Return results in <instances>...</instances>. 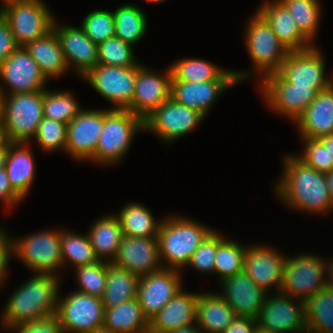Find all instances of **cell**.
Returning a JSON list of instances; mask_svg holds the SVG:
<instances>
[{
    "instance_id": "1",
    "label": "cell",
    "mask_w": 333,
    "mask_h": 333,
    "mask_svg": "<svg viewBox=\"0 0 333 333\" xmlns=\"http://www.w3.org/2000/svg\"><path fill=\"white\" fill-rule=\"evenodd\" d=\"M285 169L276 186L278 195L291 208L325 213L333 209L325 173L306 165L298 156H285Z\"/></svg>"
},
{
    "instance_id": "2",
    "label": "cell",
    "mask_w": 333,
    "mask_h": 333,
    "mask_svg": "<svg viewBox=\"0 0 333 333\" xmlns=\"http://www.w3.org/2000/svg\"><path fill=\"white\" fill-rule=\"evenodd\" d=\"M36 274L15 290L8 300L2 319L6 328L56 315L59 298L57 276Z\"/></svg>"
},
{
    "instance_id": "3",
    "label": "cell",
    "mask_w": 333,
    "mask_h": 333,
    "mask_svg": "<svg viewBox=\"0 0 333 333\" xmlns=\"http://www.w3.org/2000/svg\"><path fill=\"white\" fill-rule=\"evenodd\" d=\"M211 232L187 218H167L161 222L157 235L160 258L168 262V268L179 270L187 266L194 251Z\"/></svg>"
},
{
    "instance_id": "4",
    "label": "cell",
    "mask_w": 333,
    "mask_h": 333,
    "mask_svg": "<svg viewBox=\"0 0 333 333\" xmlns=\"http://www.w3.org/2000/svg\"><path fill=\"white\" fill-rule=\"evenodd\" d=\"M144 130V120L128 109L104 110V124L94 157L97 162L114 163L123 158L135 132Z\"/></svg>"
},
{
    "instance_id": "5",
    "label": "cell",
    "mask_w": 333,
    "mask_h": 333,
    "mask_svg": "<svg viewBox=\"0 0 333 333\" xmlns=\"http://www.w3.org/2000/svg\"><path fill=\"white\" fill-rule=\"evenodd\" d=\"M3 95L2 123L9 142L27 143L44 118L43 90Z\"/></svg>"
},
{
    "instance_id": "6",
    "label": "cell",
    "mask_w": 333,
    "mask_h": 333,
    "mask_svg": "<svg viewBox=\"0 0 333 333\" xmlns=\"http://www.w3.org/2000/svg\"><path fill=\"white\" fill-rule=\"evenodd\" d=\"M0 13L19 46H25L53 30L55 20L41 0L10 2L2 5Z\"/></svg>"
},
{
    "instance_id": "7",
    "label": "cell",
    "mask_w": 333,
    "mask_h": 333,
    "mask_svg": "<svg viewBox=\"0 0 333 333\" xmlns=\"http://www.w3.org/2000/svg\"><path fill=\"white\" fill-rule=\"evenodd\" d=\"M63 333H97L104 323V306L101 298L79 291L58 298L55 315Z\"/></svg>"
},
{
    "instance_id": "8",
    "label": "cell",
    "mask_w": 333,
    "mask_h": 333,
    "mask_svg": "<svg viewBox=\"0 0 333 333\" xmlns=\"http://www.w3.org/2000/svg\"><path fill=\"white\" fill-rule=\"evenodd\" d=\"M246 45L259 73H277L289 51L277 38L267 21L257 12L249 21ZM264 71V72H263Z\"/></svg>"
},
{
    "instance_id": "9",
    "label": "cell",
    "mask_w": 333,
    "mask_h": 333,
    "mask_svg": "<svg viewBox=\"0 0 333 333\" xmlns=\"http://www.w3.org/2000/svg\"><path fill=\"white\" fill-rule=\"evenodd\" d=\"M327 272V262L315 255H298L285 258L282 293L299 297L304 302L327 286L323 278Z\"/></svg>"
},
{
    "instance_id": "10",
    "label": "cell",
    "mask_w": 333,
    "mask_h": 333,
    "mask_svg": "<svg viewBox=\"0 0 333 333\" xmlns=\"http://www.w3.org/2000/svg\"><path fill=\"white\" fill-rule=\"evenodd\" d=\"M140 64L131 67L97 64L84 78L105 99L113 102V109H128L131 106L135 82Z\"/></svg>"
},
{
    "instance_id": "11",
    "label": "cell",
    "mask_w": 333,
    "mask_h": 333,
    "mask_svg": "<svg viewBox=\"0 0 333 333\" xmlns=\"http://www.w3.org/2000/svg\"><path fill=\"white\" fill-rule=\"evenodd\" d=\"M60 238L59 230L35 233L12 241V252L35 273L53 275L63 265Z\"/></svg>"
},
{
    "instance_id": "12",
    "label": "cell",
    "mask_w": 333,
    "mask_h": 333,
    "mask_svg": "<svg viewBox=\"0 0 333 333\" xmlns=\"http://www.w3.org/2000/svg\"><path fill=\"white\" fill-rule=\"evenodd\" d=\"M261 89L269 107L297 121L307 106L316 98L317 93L328 87H293L278 73L262 79ZM263 85V86H262Z\"/></svg>"
},
{
    "instance_id": "13",
    "label": "cell",
    "mask_w": 333,
    "mask_h": 333,
    "mask_svg": "<svg viewBox=\"0 0 333 333\" xmlns=\"http://www.w3.org/2000/svg\"><path fill=\"white\" fill-rule=\"evenodd\" d=\"M204 117L200 111L170 97L144 119V130L153 131L169 142L189 133Z\"/></svg>"
},
{
    "instance_id": "14",
    "label": "cell",
    "mask_w": 333,
    "mask_h": 333,
    "mask_svg": "<svg viewBox=\"0 0 333 333\" xmlns=\"http://www.w3.org/2000/svg\"><path fill=\"white\" fill-rule=\"evenodd\" d=\"M279 292L277 296L272 295L274 297L266 294L264 304L256 318L257 326L272 333H307L304 301L299 299L300 305H296L291 295Z\"/></svg>"
},
{
    "instance_id": "15",
    "label": "cell",
    "mask_w": 333,
    "mask_h": 333,
    "mask_svg": "<svg viewBox=\"0 0 333 333\" xmlns=\"http://www.w3.org/2000/svg\"><path fill=\"white\" fill-rule=\"evenodd\" d=\"M316 47L289 52L277 72L285 81L293 83V87H329L331 79L325 78L323 56Z\"/></svg>"
},
{
    "instance_id": "16",
    "label": "cell",
    "mask_w": 333,
    "mask_h": 333,
    "mask_svg": "<svg viewBox=\"0 0 333 333\" xmlns=\"http://www.w3.org/2000/svg\"><path fill=\"white\" fill-rule=\"evenodd\" d=\"M178 269L165 268L142 276L138 282L137 300L150 320L181 289Z\"/></svg>"
},
{
    "instance_id": "17",
    "label": "cell",
    "mask_w": 333,
    "mask_h": 333,
    "mask_svg": "<svg viewBox=\"0 0 333 333\" xmlns=\"http://www.w3.org/2000/svg\"><path fill=\"white\" fill-rule=\"evenodd\" d=\"M158 238L123 236L113 265L141 278L162 269ZM159 265V266H158Z\"/></svg>"
},
{
    "instance_id": "18",
    "label": "cell",
    "mask_w": 333,
    "mask_h": 333,
    "mask_svg": "<svg viewBox=\"0 0 333 333\" xmlns=\"http://www.w3.org/2000/svg\"><path fill=\"white\" fill-rule=\"evenodd\" d=\"M104 124V110H81L67 124V152L76 159H92Z\"/></svg>"
},
{
    "instance_id": "19",
    "label": "cell",
    "mask_w": 333,
    "mask_h": 333,
    "mask_svg": "<svg viewBox=\"0 0 333 333\" xmlns=\"http://www.w3.org/2000/svg\"><path fill=\"white\" fill-rule=\"evenodd\" d=\"M0 78L9 84L10 94L41 91L47 82L24 46H19L0 65Z\"/></svg>"
},
{
    "instance_id": "20",
    "label": "cell",
    "mask_w": 333,
    "mask_h": 333,
    "mask_svg": "<svg viewBox=\"0 0 333 333\" xmlns=\"http://www.w3.org/2000/svg\"><path fill=\"white\" fill-rule=\"evenodd\" d=\"M142 66L136 76L135 90L131 106L128 108L133 114L143 120L156 108L170 98L171 70L160 76L148 71Z\"/></svg>"
},
{
    "instance_id": "21",
    "label": "cell",
    "mask_w": 333,
    "mask_h": 333,
    "mask_svg": "<svg viewBox=\"0 0 333 333\" xmlns=\"http://www.w3.org/2000/svg\"><path fill=\"white\" fill-rule=\"evenodd\" d=\"M221 297L232 308L236 316L256 319L265 301V292L244 272L222 280ZM225 292V293H224Z\"/></svg>"
},
{
    "instance_id": "22",
    "label": "cell",
    "mask_w": 333,
    "mask_h": 333,
    "mask_svg": "<svg viewBox=\"0 0 333 333\" xmlns=\"http://www.w3.org/2000/svg\"><path fill=\"white\" fill-rule=\"evenodd\" d=\"M57 24L54 21L53 30L60 41L67 66L73 63L77 72L84 76L98 64V45L85 34L82 27Z\"/></svg>"
},
{
    "instance_id": "23",
    "label": "cell",
    "mask_w": 333,
    "mask_h": 333,
    "mask_svg": "<svg viewBox=\"0 0 333 333\" xmlns=\"http://www.w3.org/2000/svg\"><path fill=\"white\" fill-rule=\"evenodd\" d=\"M270 247L256 246L246 250L243 271L265 292L277 285L281 290L285 258Z\"/></svg>"
},
{
    "instance_id": "24",
    "label": "cell",
    "mask_w": 333,
    "mask_h": 333,
    "mask_svg": "<svg viewBox=\"0 0 333 333\" xmlns=\"http://www.w3.org/2000/svg\"><path fill=\"white\" fill-rule=\"evenodd\" d=\"M181 290L149 320V333H167L196 322L197 294Z\"/></svg>"
},
{
    "instance_id": "25",
    "label": "cell",
    "mask_w": 333,
    "mask_h": 333,
    "mask_svg": "<svg viewBox=\"0 0 333 333\" xmlns=\"http://www.w3.org/2000/svg\"><path fill=\"white\" fill-rule=\"evenodd\" d=\"M258 13L267 21L289 52L305 50L313 46L312 42L299 30L292 15L279 0L270 4L264 2Z\"/></svg>"
},
{
    "instance_id": "26",
    "label": "cell",
    "mask_w": 333,
    "mask_h": 333,
    "mask_svg": "<svg viewBox=\"0 0 333 333\" xmlns=\"http://www.w3.org/2000/svg\"><path fill=\"white\" fill-rule=\"evenodd\" d=\"M296 122L302 138L320 139L333 134V84L317 93Z\"/></svg>"
},
{
    "instance_id": "27",
    "label": "cell",
    "mask_w": 333,
    "mask_h": 333,
    "mask_svg": "<svg viewBox=\"0 0 333 333\" xmlns=\"http://www.w3.org/2000/svg\"><path fill=\"white\" fill-rule=\"evenodd\" d=\"M236 83L237 81H202L194 83L171 81L170 97L174 101L206 115L218 95Z\"/></svg>"
},
{
    "instance_id": "28",
    "label": "cell",
    "mask_w": 333,
    "mask_h": 333,
    "mask_svg": "<svg viewBox=\"0 0 333 333\" xmlns=\"http://www.w3.org/2000/svg\"><path fill=\"white\" fill-rule=\"evenodd\" d=\"M235 317L220 294H197L196 324L203 333H224Z\"/></svg>"
},
{
    "instance_id": "29",
    "label": "cell",
    "mask_w": 333,
    "mask_h": 333,
    "mask_svg": "<svg viewBox=\"0 0 333 333\" xmlns=\"http://www.w3.org/2000/svg\"><path fill=\"white\" fill-rule=\"evenodd\" d=\"M103 330L114 333H149V320L137 298L104 309Z\"/></svg>"
},
{
    "instance_id": "30",
    "label": "cell",
    "mask_w": 333,
    "mask_h": 333,
    "mask_svg": "<svg viewBox=\"0 0 333 333\" xmlns=\"http://www.w3.org/2000/svg\"><path fill=\"white\" fill-rule=\"evenodd\" d=\"M24 47L37 62L46 79L51 76L57 77L67 71L68 66L62 47L54 30H51L44 37L27 43Z\"/></svg>"
},
{
    "instance_id": "31",
    "label": "cell",
    "mask_w": 333,
    "mask_h": 333,
    "mask_svg": "<svg viewBox=\"0 0 333 333\" xmlns=\"http://www.w3.org/2000/svg\"><path fill=\"white\" fill-rule=\"evenodd\" d=\"M171 81H241L246 72L227 71L201 59H183L170 66Z\"/></svg>"
},
{
    "instance_id": "32",
    "label": "cell",
    "mask_w": 333,
    "mask_h": 333,
    "mask_svg": "<svg viewBox=\"0 0 333 333\" xmlns=\"http://www.w3.org/2000/svg\"><path fill=\"white\" fill-rule=\"evenodd\" d=\"M24 144L26 145L27 143H9L5 164L10 185L22 199L32 185L36 169L34 168V160L29 147L23 146Z\"/></svg>"
},
{
    "instance_id": "33",
    "label": "cell",
    "mask_w": 333,
    "mask_h": 333,
    "mask_svg": "<svg viewBox=\"0 0 333 333\" xmlns=\"http://www.w3.org/2000/svg\"><path fill=\"white\" fill-rule=\"evenodd\" d=\"M139 277L108 262L106 286L101 298L104 309L137 297Z\"/></svg>"
},
{
    "instance_id": "34",
    "label": "cell",
    "mask_w": 333,
    "mask_h": 333,
    "mask_svg": "<svg viewBox=\"0 0 333 333\" xmlns=\"http://www.w3.org/2000/svg\"><path fill=\"white\" fill-rule=\"evenodd\" d=\"M87 235L96 257L102 260L101 258H105L108 255V258H111L109 262H112L115 258L124 236L120 221L116 215L99 219L94 223Z\"/></svg>"
},
{
    "instance_id": "35",
    "label": "cell",
    "mask_w": 333,
    "mask_h": 333,
    "mask_svg": "<svg viewBox=\"0 0 333 333\" xmlns=\"http://www.w3.org/2000/svg\"><path fill=\"white\" fill-rule=\"evenodd\" d=\"M304 303L307 333H333V288L326 286Z\"/></svg>"
},
{
    "instance_id": "36",
    "label": "cell",
    "mask_w": 333,
    "mask_h": 333,
    "mask_svg": "<svg viewBox=\"0 0 333 333\" xmlns=\"http://www.w3.org/2000/svg\"><path fill=\"white\" fill-rule=\"evenodd\" d=\"M117 217L124 236L153 238L158 235L161 222L155 221L148 208L141 204L125 205Z\"/></svg>"
},
{
    "instance_id": "37",
    "label": "cell",
    "mask_w": 333,
    "mask_h": 333,
    "mask_svg": "<svg viewBox=\"0 0 333 333\" xmlns=\"http://www.w3.org/2000/svg\"><path fill=\"white\" fill-rule=\"evenodd\" d=\"M115 37L132 46L144 36L147 22L144 12L134 5H123L113 12Z\"/></svg>"
},
{
    "instance_id": "38",
    "label": "cell",
    "mask_w": 333,
    "mask_h": 333,
    "mask_svg": "<svg viewBox=\"0 0 333 333\" xmlns=\"http://www.w3.org/2000/svg\"><path fill=\"white\" fill-rule=\"evenodd\" d=\"M61 253L64 261L72 262L75 267L91 265L99 261L88 235H78L61 231Z\"/></svg>"
},
{
    "instance_id": "39",
    "label": "cell",
    "mask_w": 333,
    "mask_h": 333,
    "mask_svg": "<svg viewBox=\"0 0 333 333\" xmlns=\"http://www.w3.org/2000/svg\"><path fill=\"white\" fill-rule=\"evenodd\" d=\"M290 12L299 30L311 41L320 16L318 0H279Z\"/></svg>"
},
{
    "instance_id": "40",
    "label": "cell",
    "mask_w": 333,
    "mask_h": 333,
    "mask_svg": "<svg viewBox=\"0 0 333 333\" xmlns=\"http://www.w3.org/2000/svg\"><path fill=\"white\" fill-rule=\"evenodd\" d=\"M68 91L43 90L44 117L68 124L82 110Z\"/></svg>"
},
{
    "instance_id": "41",
    "label": "cell",
    "mask_w": 333,
    "mask_h": 333,
    "mask_svg": "<svg viewBox=\"0 0 333 333\" xmlns=\"http://www.w3.org/2000/svg\"><path fill=\"white\" fill-rule=\"evenodd\" d=\"M246 250L241 244L226 239L218 245L214 267L221 281L243 271Z\"/></svg>"
},
{
    "instance_id": "42",
    "label": "cell",
    "mask_w": 333,
    "mask_h": 333,
    "mask_svg": "<svg viewBox=\"0 0 333 333\" xmlns=\"http://www.w3.org/2000/svg\"><path fill=\"white\" fill-rule=\"evenodd\" d=\"M108 260L97 261L91 265L77 267V280L80 284L79 292L102 298L106 286Z\"/></svg>"
},
{
    "instance_id": "43",
    "label": "cell",
    "mask_w": 333,
    "mask_h": 333,
    "mask_svg": "<svg viewBox=\"0 0 333 333\" xmlns=\"http://www.w3.org/2000/svg\"><path fill=\"white\" fill-rule=\"evenodd\" d=\"M132 46L113 37L98 45V64L131 67L137 65Z\"/></svg>"
},
{
    "instance_id": "44",
    "label": "cell",
    "mask_w": 333,
    "mask_h": 333,
    "mask_svg": "<svg viewBox=\"0 0 333 333\" xmlns=\"http://www.w3.org/2000/svg\"><path fill=\"white\" fill-rule=\"evenodd\" d=\"M82 28L85 34L96 44L115 37V18L113 12L96 10L84 18Z\"/></svg>"
},
{
    "instance_id": "45",
    "label": "cell",
    "mask_w": 333,
    "mask_h": 333,
    "mask_svg": "<svg viewBox=\"0 0 333 333\" xmlns=\"http://www.w3.org/2000/svg\"><path fill=\"white\" fill-rule=\"evenodd\" d=\"M67 124L44 117L36 135L37 143L45 151L66 148Z\"/></svg>"
},
{
    "instance_id": "46",
    "label": "cell",
    "mask_w": 333,
    "mask_h": 333,
    "mask_svg": "<svg viewBox=\"0 0 333 333\" xmlns=\"http://www.w3.org/2000/svg\"><path fill=\"white\" fill-rule=\"evenodd\" d=\"M305 141L304 153L298 158L315 170L327 173L333 169V158L329 148L320 140L303 138Z\"/></svg>"
},
{
    "instance_id": "47",
    "label": "cell",
    "mask_w": 333,
    "mask_h": 333,
    "mask_svg": "<svg viewBox=\"0 0 333 333\" xmlns=\"http://www.w3.org/2000/svg\"><path fill=\"white\" fill-rule=\"evenodd\" d=\"M223 240L219 233L212 231L194 251L187 265L194 267L200 272H214L217 247Z\"/></svg>"
},
{
    "instance_id": "48",
    "label": "cell",
    "mask_w": 333,
    "mask_h": 333,
    "mask_svg": "<svg viewBox=\"0 0 333 333\" xmlns=\"http://www.w3.org/2000/svg\"><path fill=\"white\" fill-rule=\"evenodd\" d=\"M16 333H63L56 316L29 322L13 328Z\"/></svg>"
},
{
    "instance_id": "49",
    "label": "cell",
    "mask_w": 333,
    "mask_h": 333,
    "mask_svg": "<svg viewBox=\"0 0 333 333\" xmlns=\"http://www.w3.org/2000/svg\"><path fill=\"white\" fill-rule=\"evenodd\" d=\"M19 45L10 30L6 19L0 13V65L12 54Z\"/></svg>"
},
{
    "instance_id": "50",
    "label": "cell",
    "mask_w": 333,
    "mask_h": 333,
    "mask_svg": "<svg viewBox=\"0 0 333 333\" xmlns=\"http://www.w3.org/2000/svg\"><path fill=\"white\" fill-rule=\"evenodd\" d=\"M0 199L5 202V204H9L8 206L10 207L12 204L15 205L17 201L22 200L12 189L5 168L0 169Z\"/></svg>"
},
{
    "instance_id": "51",
    "label": "cell",
    "mask_w": 333,
    "mask_h": 333,
    "mask_svg": "<svg viewBox=\"0 0 333 333\" xmlns=\"http://www.w3.org/2000/svg\"><path fill=\"white\" fill-rule=\"evenodd\" d=\"M256 326V319L236 316L224 333H254Z\"/></svg>"
},
{
    "instance_id": "52",
    "label": "cell",
    "mask_w": 333,
    "mask_h": 333,
    "mask_svg": "<svg viewBox=\"0 0 333 333\" xmlns=\"http://www.w3.org/2000/svg\"><path fill=\"white\" fill-rule=\"evenodd\" d=\"M0 229V285L3 282L8 260L12 251V241Z\"/></svg>"
},
{
    "instance_id": "53",
    "label": "cell",
    "mask_w": 333,
    "mask_h": 333,
    "mask_svg": "<svg viewBox=\"0 0 333 333\" xmlns=\"http://www.w3.org/2000/svg\"><path fill=\"white\" fill-rule=\"evenodd\" d=\"M196 324H192V325H187V326H183L174 330H171L167 333H203L201 331V329L196 325Z\"/></svg>"
},
{
    "instance_id": "54",
    "label": "cell",
    "mask_w": 333,
    "mask_h": 333,
    "mask_svg": "<svg viewBox=\"0 0 333 333\" xmlns=\"http://www.w3.org/2000/svg\"><path fill=\"white\" fill-rule=\"evenodd\" d=\"M325 179L327 183V188L329 189V196L333 203V169L325 173Z\"/></svg>"
},
{
    "instance_id": "55",
    "label": "cell",
    "mask_w": 333,
    "mask_h": 333,
    "mask_svg": "<svg viewBox=\"0 0 333 333\" xmlns=\"http://www.w3.org/2000/svg\"><path fill=\"white\" fill-rule=\"evenodd\" d=\"M8 155V145L0 147V169L5 168L6 159Z\"/></svg>"
},
{
    "instance_id": "56",
    "label": "cell",
    "mask_w": 333,
    "mask_h": 333,
    "mask_svg": "<svg viewBox=\"0 0 333 333\" xmlns=\"http://www.w3.org/2000/svg\"><path fill=\"white\" fill-rule=\"evenodd\" d=\"M320 140L326 145V147L329 148V151L331 153V158H333V134L324 136L320 138Z\"/></svg>"
},
{
    "instance_id": "57",
    "label": "cell",
    "mask_w": 333,
    "mask_h": 333,
    "mask_svg": "<svg viewBox=\"0 0 333 333\" xmlns=\"http://www.w3.org/2000/svg\"><path fill=\"white\" fill-rule=\"evenodd\" d=\"M9 140L6 136L4 124L0 122V147L3 145H9Z\"/></svg>"
},
{
    "instance_id": "58",
    "label": "cell",
    "mask_w": 333,
    "mask_h": 333,
    "mask_svg": "<svg viewBox=\"0 0 333 333\" xmlns=\"http://www.w3.org/2000/svg\"><path fill=\"white\" fill-rule=\"evenodd\" d=\"M327 274L329 277L327 279V286L333 288V262L327 263Z\"/></svg>"
},
{
    "instance_id": "59",
    "label": "cell",
    "mask_w": 333,
    "mask_h": 333,
    "mask_svg": "<svg viewBox=\"0 0 333 333\" xmlns=\"http://www.w3.org/2000/svg\"><path fill=\"white\" fill-rule=\"evenodd\" d=\"M4 91L0 87V122H2V100H3Z\"/></svg>"
},
{
    "instance_id": "60",
    "label": "cell",
    "mask_w": 333,
    "mask_h": 333,
    "mask_svg": "<svg viewBox=\"0 0 333 333\" xmlns=\"http://www.w3.org/2000/svg\"><path fill=\"white\" fill-rule=\"evenodd\" d=\"M254 333H272V332L265 329H261L260 327L256 326Z\"/></svg>"
},
{
    "instance_id": "61",
    "label": "cell",
    "mask_w": 333,
    "mask_h": 333,
    "mask_svg": "<svg viewBox=\"0 0 333 333\" xmlns=\"http://www.w3.org/2000/svg\"><path fill=\"white\" fill-rule=\"evenodd\" d=\"M14 1H39V0H4V4L10 3V2H14Z\"/></svg>"
},
{
    "instance_id": "62",
    "label": "cell",
    "mask_w": 333,
    "mask_h": 333,
    "mask_svg": "<svg viewBox=\"0 0 333 333\" xmlns=\"http://www.w3.org/2000/svg\"><path fill=\"white\" fill-rule=\"evenodd\" d=\"M148 2H153V3H159V2H163L164 0H146Z\"/></svg>"
},
{
    "instance_id": "63",
    "label": "cell",
    "mask_w": 333,
    "mask_h": 333,
    "mask_svg": "<svg viewBox=\"0 0 333 333\" xmlns=\"http://www.w3.org/2000/svg\"><path fill=\"white\" fill-rule=\"evenodd\" d=\"M97 333H114V332H108V331H105V330H100V331H98Z\"/></svg>"
}]
</instances>
